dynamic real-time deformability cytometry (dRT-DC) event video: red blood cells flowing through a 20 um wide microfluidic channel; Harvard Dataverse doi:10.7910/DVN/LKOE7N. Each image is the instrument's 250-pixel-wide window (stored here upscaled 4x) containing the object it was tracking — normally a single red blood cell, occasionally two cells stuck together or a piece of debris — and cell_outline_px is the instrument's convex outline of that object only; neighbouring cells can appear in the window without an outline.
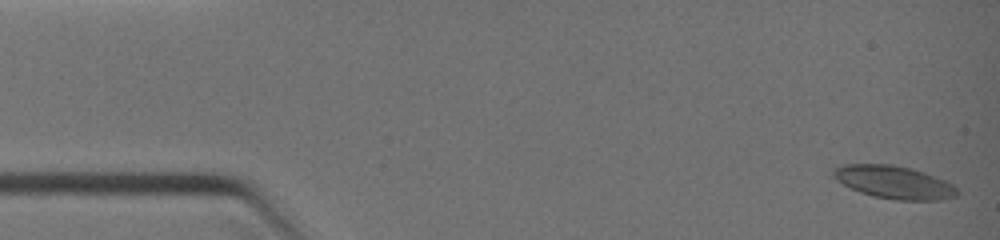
{"species": "common noctule bat (a hibernating species)", "species_latin": "Nyctalus noctula", "temperature_condition": "warm", "stored_images_in_passage": 8, "camera_frame_rate_fps": 3000, "um_per_image_px": 0.085, "animal": {"sex": "female", "body_mass_g": 19.0, "forearm_length_mm": 51.5}, "frame": {"image": 1, "passage_image": 1, "time_ms": 0.0, "image_size_px": [1000, 240], "cell_outline_px": [[960, 192], [956, 196], [940, 200], [896, 200], [872, 196], [860, 192], [836, 180], [832, 176], [832, 168], [844, 164], [892, 164], [912, 168], [924, 172], [944, 180], [952, 184]], "centroid_in_image_um": [75.98, 15.48], "position_along_channel_um": 9.0, "area_um2": 23.81}}
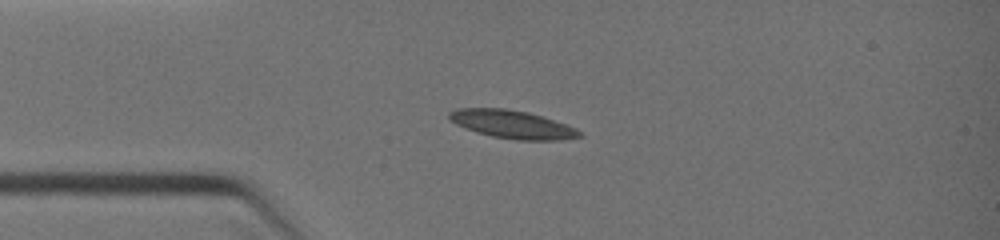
{"frame": {"image": 2, "passage_image": 7, "time_ms": 2.667, "image_size_px": [1000, 240], "cell_outline_px": [[584, 136], [560, 140], [516, 140], [492, 136], [476, 132], [464, 128], [448, 120], [448, 112], [456, 108], [508, 108], [528, 112], [544, 116], [568, 124], [584, 132]], "centroid_in_image_um": [43.57, 10.56], "position_along_channel_um": 41.4, "area_um2": 21.85}}
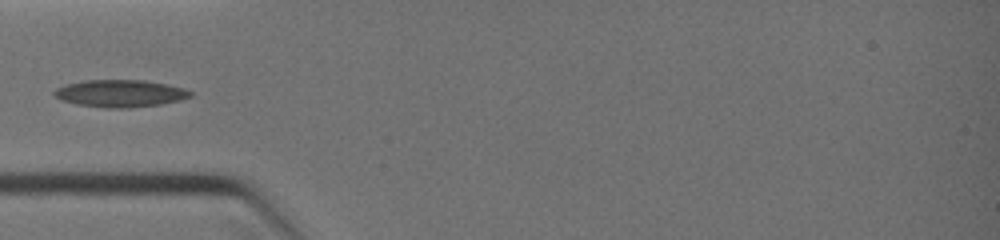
{"frame": {"image": 3, "passage_image": 8, "time_ms": 3.667, "image_size_px": [1000, 240], "cell_outline_px": [[192, 96], [180, 100], [160, 104], [124, 108], [108, 108], [76, 104], [60, 100], [52, 92], [56, 88], [64, 84], [84, 80], [144, 80], [184, 88], [192, 92]], "centroid_in_image_um": [10.17, 7.93], "position_along_channel_um": 74.8, "area_um2": 21.56}}